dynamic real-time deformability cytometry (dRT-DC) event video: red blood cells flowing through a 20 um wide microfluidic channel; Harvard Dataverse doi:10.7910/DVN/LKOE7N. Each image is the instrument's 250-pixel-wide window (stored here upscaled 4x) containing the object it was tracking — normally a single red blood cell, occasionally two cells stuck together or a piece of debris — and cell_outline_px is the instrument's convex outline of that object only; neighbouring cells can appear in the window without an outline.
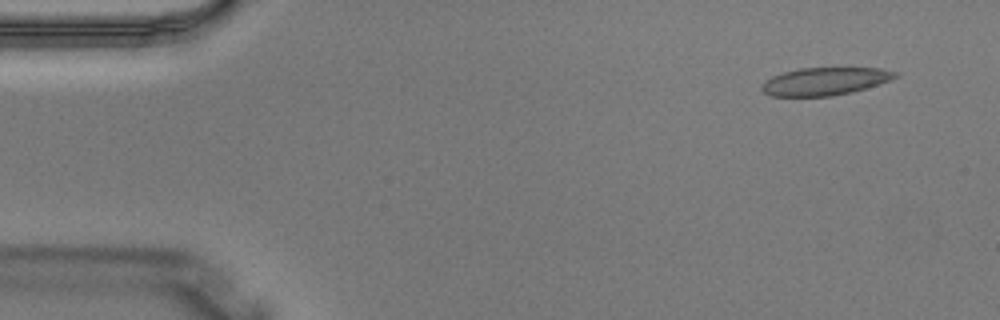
{"species": "Egyptian fruit bat (a non-hibernating species)", "species_latin": "Rousettus aegyptiacus", "temperature_condition": "warm", "stored_images_in_passage": 3, "camera_frame_rate_fps": 3000, "um_per_image_px": 0.085, "animal": {"sex": "male"}, "frame": {"image": 1, "passage_image": 1, "time_ms": 0.0, "image_size_px": [1000, 320], "cell_outline_px": [[900, 76], [852, 92], [832, 96], [772, 96], [764, 92], [760, 88], [772, 76], [784, 72], [800, 68], [880, 68], [900, 72]], "centroid_in_image_um": [70.14, 6.9], "position_along_channel_um": 14.9, "area_um2": 21.33}}